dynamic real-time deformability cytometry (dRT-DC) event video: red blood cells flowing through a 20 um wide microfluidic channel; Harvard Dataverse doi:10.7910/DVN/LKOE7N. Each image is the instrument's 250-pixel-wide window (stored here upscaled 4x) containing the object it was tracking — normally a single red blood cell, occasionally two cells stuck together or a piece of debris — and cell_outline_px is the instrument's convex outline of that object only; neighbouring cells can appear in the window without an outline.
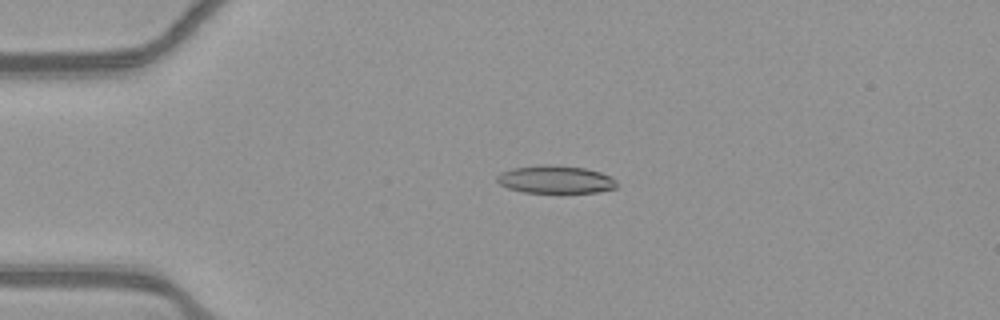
{"species": "common noctule bat (a hibernating species)", "species_latin": "Nyctalus noctula", "temperature_condition": "warm", "stored_images_in_passage": 38, "camera_frame_rate_fps": 3000, "um_per_image_px": 0.085, "animal": {"sex": "female", "body_mass_g": 21.9}, "frame": {"image": 1, "passage_image": 5, "time_ms": 1.333, "image_size_px": [1000, 320], "cell_outline_px": [[616, 188], [596, 192], [524, 192], [508, 188], [500, 184], [496, 180], [496, 176], [500, 172], [512, 168], [540, 164], [548, 164], [584, 168], [600, 172], [612, 176], [616, 180]], "centroid_in_image_um": [47.2, 15.24], "position_along_channel_um": 37.8, "area_um2": 19.42}}
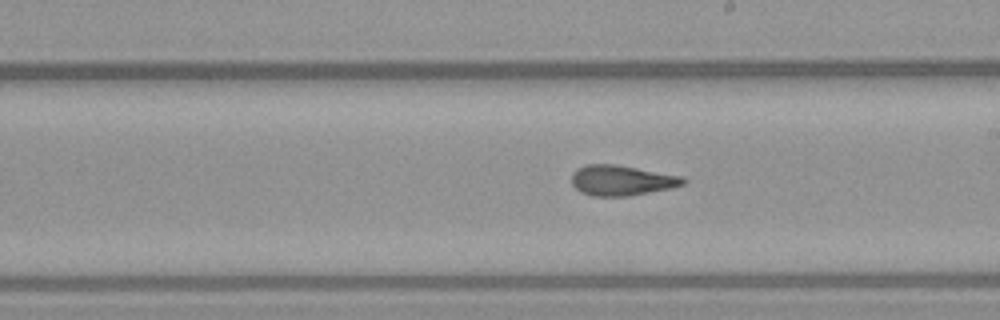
{"frame": {"image": 2, "passage_image": 23, "time_ms": 7.333, "image_size_px": [1000, 320], "cell_outline_px": [[688, 180], [684, 184], [672, 188], [628, 196], [592, 196], [580, 192], [572, 184], [572, 172], [576, 168], [584, 164], [616, 164], [684, 176]], "centroid_in_image_um": [52.85, 15.32], "position_along_channel_um": 236.2, "area_um2": 20.0}}
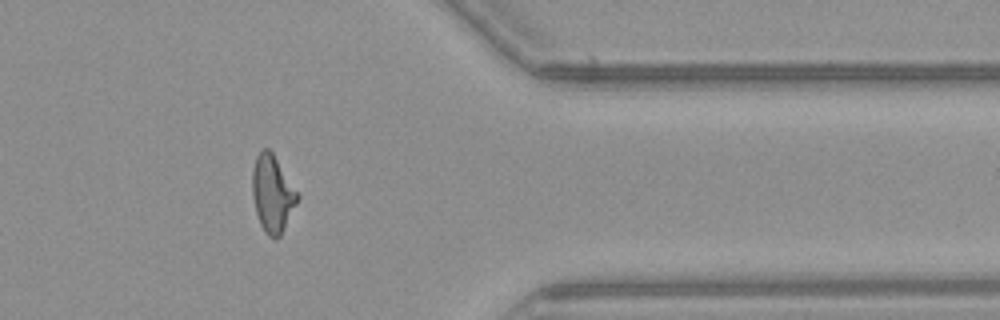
{"frame": {"image": 3, "passage_image": 36, "time_ms": 11.667, "image_size_px": [1000, 320], "cell_outline_px": [[300, 196], [280, 236], [276, 240], [268, 236], [264, 232], [260, 224], [256, 212], [252, 196], [252, 168], [256, 156], [264, 148], [268, 148], [272, 152]], "centroid_in_image_um": [23.14, 16.48], "position_along_channel_um": 388.3, "area_um2": 20.11}, "authors_computed_cell_mechanics": {"area_um2": 19.5942, "velocity_mm_per_s": 3.9064, "shape_relaxation_time_tau1_ms": 10.8917, "shape_relaxation_time_tau2_ms": 2.2168, "deformation_change_tau1": 0.3013, "deformation_change_tau2": 0.1155}}